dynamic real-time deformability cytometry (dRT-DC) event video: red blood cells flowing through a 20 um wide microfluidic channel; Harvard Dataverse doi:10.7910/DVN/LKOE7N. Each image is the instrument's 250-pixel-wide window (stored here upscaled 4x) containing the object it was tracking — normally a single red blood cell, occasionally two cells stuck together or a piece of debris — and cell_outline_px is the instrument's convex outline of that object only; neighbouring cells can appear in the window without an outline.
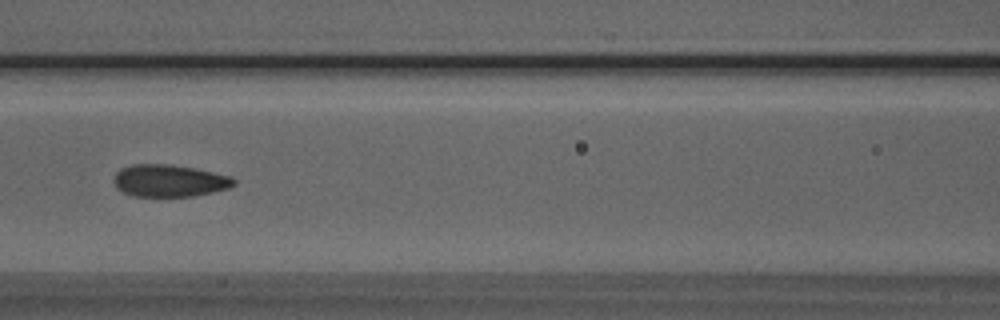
{"species": "Egyptian fruit bat (a non-hibernating species)", "species_latin": "Rousettus aegyptiacus", "temperature_condition": "room temperature", "stored_images_in_passage": 44, "camera_frame_rate_fps": 3000, "um_per_image_px": 0.085, "animal": {"sex": "male"}, "frame": {"image": 1, "passage_image": 15, "time_ms": 4.667, "image_size_px": [1000, 320], "cell_outline_px": [[236, 184], [228, 188], [212, 192], [192, 196], [132, 196], [116, 188], [112, 180], [116, 172], [120, 168], [132, 164], [172, 164], [196, 168], [232, 176], [236, 180]], "centroid_in_image_um": [14.38, 15.35], "position_along_channel_um": 152.2, "area_um2": 22.77}}
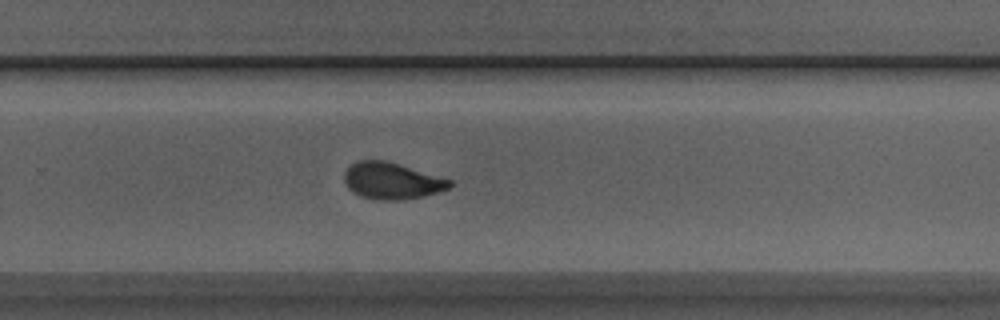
{"frame": {"image": 2, "passage_image": 26, "time_ms": 8.333, "image_size_px": [1000, 320], "cell_outline_px": [[452, 184], [448, 188], [424, 196], [400, 200], [376, 200], [360, 196], [352, 192], [348, 188], [344, 180], [344, 172], [356, 160], [388, 160], [452, 180]], "centroid_in_image_um": [33.28, 15.36], "position_along_channel_um": 296.5, "area_um2": 22.6}}
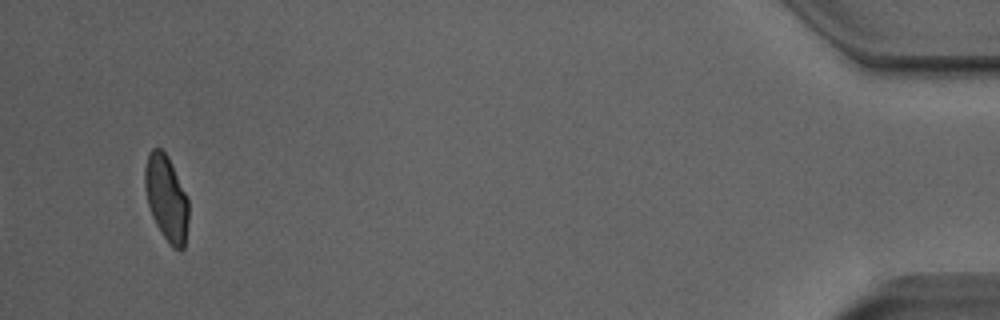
{"frame": {"image": 3, "passage_image": 42, "time_ms": 13.667, "image_size_px": [1000, 320], "cell_outline_px": [[188, 220], [184, 248], [180, 252], [172, 248], [160, 232], [152, 216], [148, 204], [144, 188], [144, 168], [148, 152], [152, 148], [160, 148], [168, 156], [188, 196]], "centroid_in_image_um": [14.14, 16.85], "position_along_channel_um": 421.1, "area_um2": 22.2}, "authors_computed_cell_mechanics": {"area_um2": 22.7154, "velocity_mm_per_s": 3.9484, "shape_relaxation_time_tau1_ms": 5.3896, "shape_relaxation_time_tau2_ms": 1.0416, "deformation_change_tau1": 0.1804, "deformation_change_tau2": 0.0758}}